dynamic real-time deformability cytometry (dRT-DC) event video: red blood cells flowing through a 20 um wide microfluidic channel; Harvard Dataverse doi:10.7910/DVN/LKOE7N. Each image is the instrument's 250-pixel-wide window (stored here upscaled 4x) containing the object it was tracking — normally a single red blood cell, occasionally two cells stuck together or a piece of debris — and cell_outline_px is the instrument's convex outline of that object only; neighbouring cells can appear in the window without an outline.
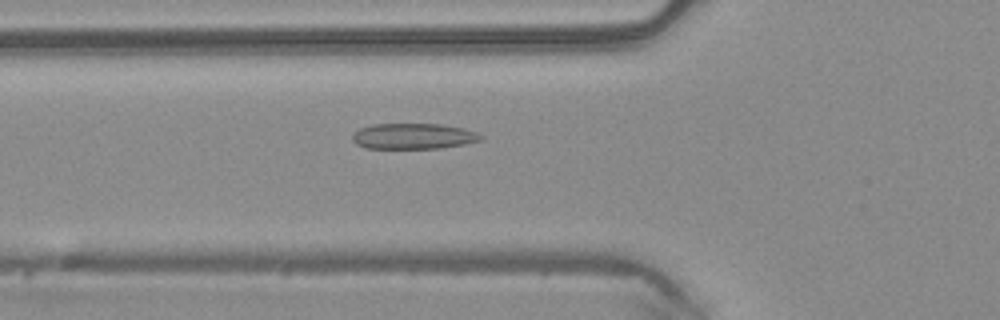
{"species": "common noctule bat (a hibernating species)", "species_latin": "Nyctalus noctula", "temperature_condition": "warm", "stored_images_in_passage": 50, "camera_frame_rate_fps": 3000, "um_per_image_px": 0.085, "animal": {"sex": "male", "body_mass_g": 20.4}, "frame": {"image": 1, "passage_image": 18, "time_ms": 5.667, "image_size_px": [1000, 320], "cell_outline_px": [[484, 136], [480, 140], [464, 144], [440, 148], [364, 148], [356, 144], [352, 140], [352, 136], [360, 128], [372, 124], [440, 124], [464, 128], [476, 132]], "centroid_in_image_um": [35.13, 11.57], "position_along_channel_um": 90.7, "area_um2": 19.19}}
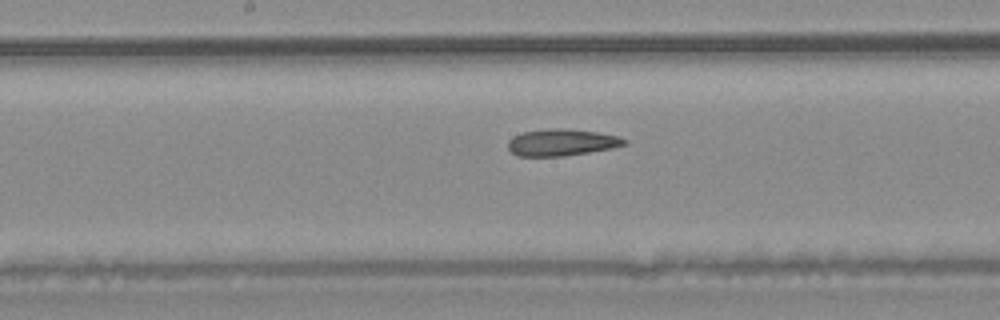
{"frame": {"image": 2, "passage_image": 26, "time_ms": 8.333, "image_size_px": [1000, 320], "cell_outline_px": [[628, 144], [612, 148], [564, 156], [516, 156], [508, 148], [508, 140], [524, 132], [556, 128], [560, 128], [596, 132], [616, 136], [628, 140]], "centroid_in_image_um": [47.75, 12.12], "position_along_channel_um": 200.4, "area_um2": 17.86}}
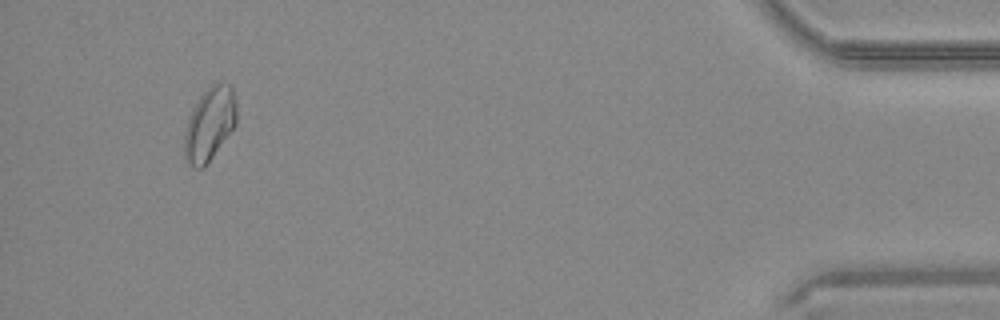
{"frame": {"image": 3, "passage_image": 47, "time_ms": 15.333, "image_size_px": [1000, 320], "cell_outline_px": [[236, 124], [204, 168], [196, 168], [184, 160], [184, 132], [188, 120], [200, 96], [212, 84], [228, 84], [232, 88], [236, 104]], "centroid_in_image_um": [17.8, 10.58], "position_along_channel_um": 417.4, "area_um2": 21.91}, "authors_computed_cell_mechanics": {"area_um2": 19.7098, "velocity_mm_per_s": 4.0967, "shape_relaxation_time_tau1_ms": null, "shape_relaxation_time_tau2_ms": 3.639, "deformation_change_tau1": null, "deformation_change_tau2": 0.1098}}